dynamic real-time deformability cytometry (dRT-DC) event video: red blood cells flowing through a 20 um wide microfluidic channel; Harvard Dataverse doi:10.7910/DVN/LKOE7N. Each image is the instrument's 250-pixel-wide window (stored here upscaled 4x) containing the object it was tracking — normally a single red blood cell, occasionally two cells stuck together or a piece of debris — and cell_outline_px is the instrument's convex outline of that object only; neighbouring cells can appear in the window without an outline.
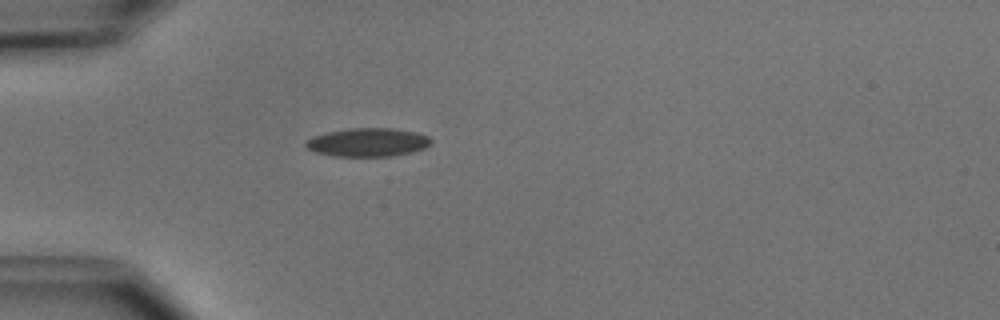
{"species": "common noctule bat (a hibernating species)", "species_latin": "Nyctalus noctula", "temperature_condition": "cold", "stored_images_in_passage": 1, "camera_frame_rate_fps": 3000, "um_per_image_px": 0.085, "animal": {"sex": "male", "body_mass_g": 15.6}, "frame": {"image": 1, "passage_image": 1, "time_ms": 0.0, "image_size_px": [1000, 320], "cell_outline_px": [[432, 144], [424, 148], [412, 152], [392, 156], [332, 156], [316, 152], [308, 148], [304, 144], [312, 136], [328, 132], [348, 128], [392, 128], [416, 132], [428, 136], [432, 140]], "centroid_in_image_um": [31.29, 12.09], "position_along_channel_um": 53.7, "area_um2": 20.81}}